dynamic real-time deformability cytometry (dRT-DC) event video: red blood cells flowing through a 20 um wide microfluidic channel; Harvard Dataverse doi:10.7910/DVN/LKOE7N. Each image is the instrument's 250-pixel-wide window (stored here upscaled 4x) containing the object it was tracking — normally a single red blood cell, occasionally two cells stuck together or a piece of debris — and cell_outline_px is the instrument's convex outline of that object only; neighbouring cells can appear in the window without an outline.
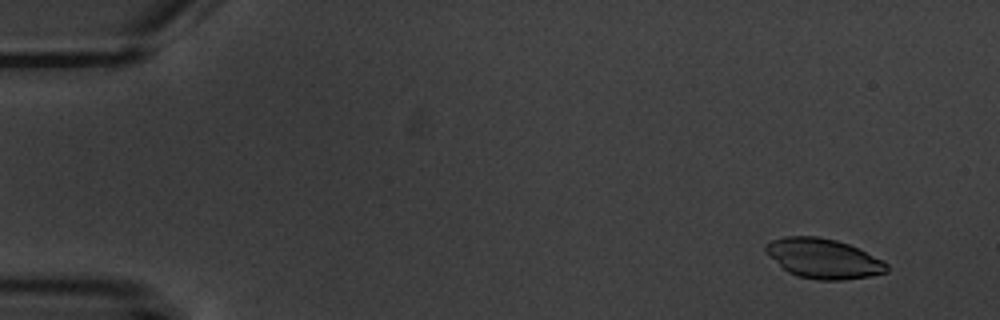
{"species": "common noctule bat (a hibernating species)", "species_latin": "Nyctalus noctula", "temperature_condition": "warm", "stored_images_in_passage": 6, "camera_frame_rate_fps": 3000, "um_per_image_px": 0.085, "animal": {"sex": "male", "body_mass_g": 20.1, "forearm_length_mm": 53.5}, "frame": {"image": 1, "passage_image": 1, "time_ms": 0.0, "image_size_px": [1000, 320], "cell_outline_px": [[888, 272], [872, 276], [844, 280], [816, 280], [796, 276], [788, 272], [764, 252], [764, 244], [772, 240], [784, 236], [820, 236], [836, 240], [860, 248], [884, 260], [888, 264]], "centroid_in_image_um": [70.0, 21.97], "position_along_channel_um": 15.0, "area_um2": 28.55}}